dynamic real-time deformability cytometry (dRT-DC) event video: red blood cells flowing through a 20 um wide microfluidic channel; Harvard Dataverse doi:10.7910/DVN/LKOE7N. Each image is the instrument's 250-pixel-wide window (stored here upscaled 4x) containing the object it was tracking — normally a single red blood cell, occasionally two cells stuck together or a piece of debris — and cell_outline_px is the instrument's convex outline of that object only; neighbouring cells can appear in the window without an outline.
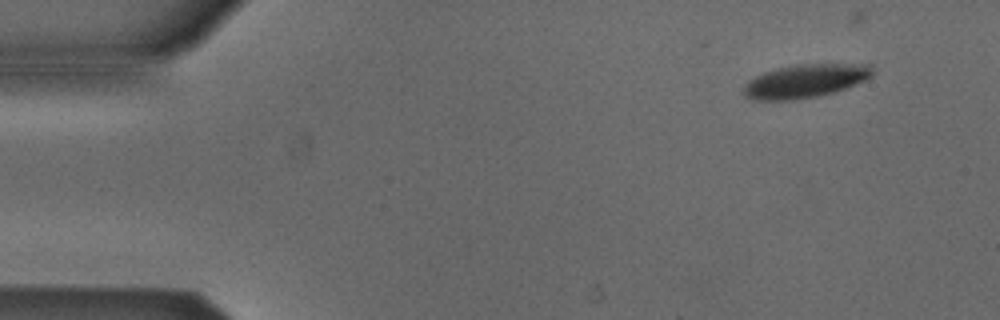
{"species": "Egyptian fruit bat (a non-hibernating species)", "species_latin": "Rousettus aegyptiacus", "temperature_condition": "cold", "stored_images_in_passage": 9, "camera_frame_rate_fps": 3000, "um_per_image_px": 0.085, "animal": {"sex": "male"}, "frame": {"image": 1, "passage_image": 1, "time_ms": 0.0, "image_size_px": [1000, 320], "cell_outline_px": [[872, 76], [856, 84], [836, 92], [816, 96], [792, 100], [752, 100], [744, 96], [740, 92], [744, 84], [748, 80], [764, 72], [776, 68], [796, 64], [872, 64]], "centroid_in_image_um": [68.39, 6.89], "position_along_channel_um": 16.6, "area_um2": 25.37}}